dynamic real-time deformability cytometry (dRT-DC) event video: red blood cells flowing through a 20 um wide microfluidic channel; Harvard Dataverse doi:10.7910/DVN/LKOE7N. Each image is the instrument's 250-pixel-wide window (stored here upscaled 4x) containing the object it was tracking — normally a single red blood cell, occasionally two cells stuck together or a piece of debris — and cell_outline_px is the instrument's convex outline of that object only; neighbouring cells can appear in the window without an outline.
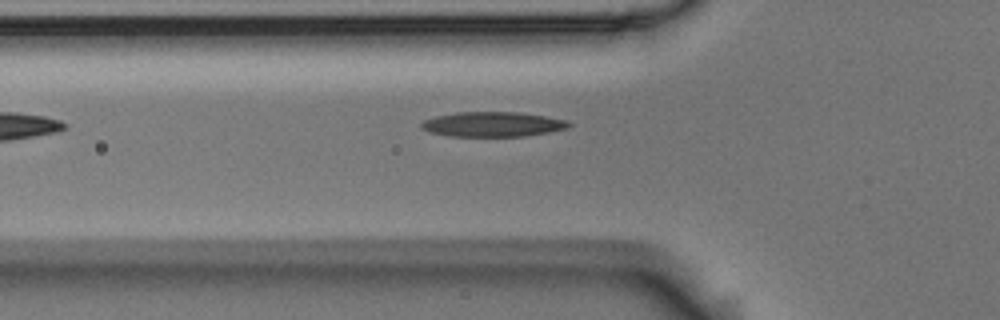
{"species": "Egyptian fruit bat (a non-hibernating species)", "species_latin": "Rousettus aegyptiacus", "temperature_condition": "room temperature", "stored_images_in_passage": 3, "camera_frame_rate_fps": 3000, "um_per_image_px": 0.085, "animal": {"sex": "male"}, "frame": {"image": 1, "passage_image": 3, "time_ms": 0.667, "image_size_px": [1000, 320], "cell_outline_px": [[572, 124], [568, 128], [548, 132], [524, 136], [448, 136], [432, 132], [420, 128], [420, 124], [424, 120], [436, 116], [456, 112], [516, 112], [544, 116], [564, 120]], "centroid_in_image_um": [41.85, 10.56], "position_along_channel_um": 84.0, "area_um2": 21.15}}